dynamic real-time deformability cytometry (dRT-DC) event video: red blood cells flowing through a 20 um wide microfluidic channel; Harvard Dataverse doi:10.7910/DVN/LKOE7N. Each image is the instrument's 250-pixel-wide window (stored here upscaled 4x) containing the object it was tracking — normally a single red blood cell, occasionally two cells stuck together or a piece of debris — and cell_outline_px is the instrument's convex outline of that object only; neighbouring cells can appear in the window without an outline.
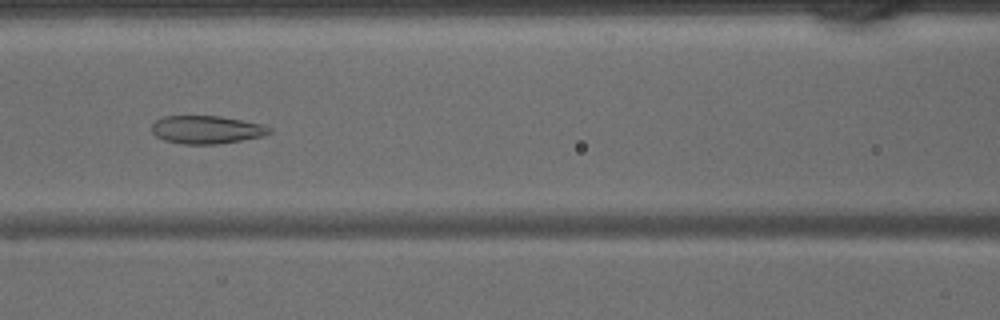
{"species": "common noctule bat (a hibernating species)", "species_latin": "Nyctalus noctula", "temperature_condition": "warm", "stored_images_in_passage": 35, "camera_frame_rate_fps": 3000, "um_per_image_px": 0.085, "animal": {"sex": "male", "body_mass_g": 15.6}, "frame": {"image": 1, "passage_image": 10, "time_ms": 3.0, "image_size_px": [1000, 320], "cell_outline_px": [[272, 132], [264, 136], [216, 144], [184, 144], [164, 140], [156, 136], [152, 132], [152, 124], [156, 120], [164, 116], [220, 116], [264, 124], [272, 128]], "centroid_in_image_um": [17.58, 11.01], "position_along_channel_um": 149.0, "area_um2": 19.25}}
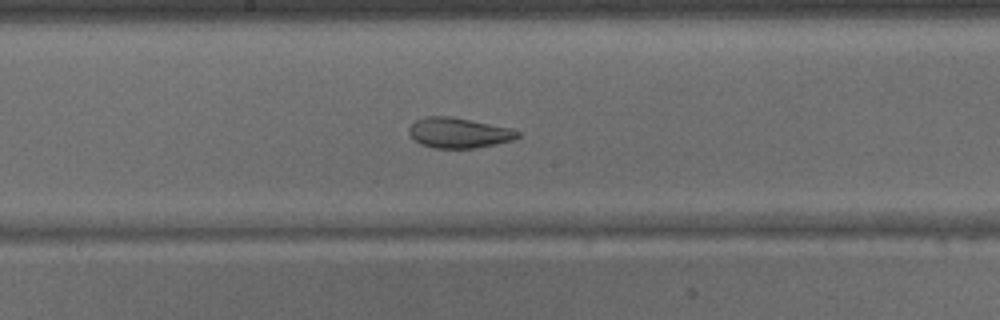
{"frame": {"image": 2, "passage_image": 14, "time_ms": 4.333, "image_size_px": [1000, 320], "cell_outline_px": [[520, 136], [512, 140], [496, 144], [472, 148], [432, 148], [420, 144], [408, 132], [408, 128], [416, 120], [428, 116], [452, 116], [512, 128], [520, 132]], "centroid_in_image_um": [39.0, 11.28], "position_along_channel_um": 209.2, "area_um2": 19.19}}
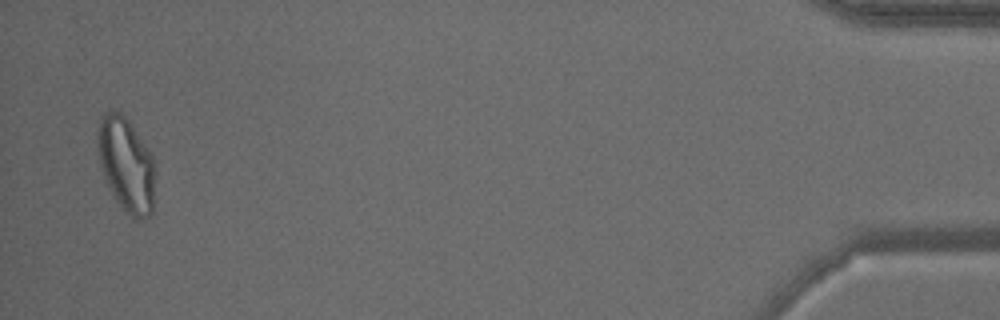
{"frame": {"image": 3, "passage_image": 34, "time_ms": 11.0, "image_size_px": [1000, 320], "cell_outline_px": [[152, 212], [144, 220], [140, 220], [124, 212], [116, 200], [104, 176], [100, 164], [96, 148], [96, 128], [100, 116], [104, 112], [112, 108], [120, 112], [128, 120], [152, 156]], "centroid_in_image_um": [10.64, 13.93], "position_along_channel_um": 424.6, "area_um2": 31.27}}